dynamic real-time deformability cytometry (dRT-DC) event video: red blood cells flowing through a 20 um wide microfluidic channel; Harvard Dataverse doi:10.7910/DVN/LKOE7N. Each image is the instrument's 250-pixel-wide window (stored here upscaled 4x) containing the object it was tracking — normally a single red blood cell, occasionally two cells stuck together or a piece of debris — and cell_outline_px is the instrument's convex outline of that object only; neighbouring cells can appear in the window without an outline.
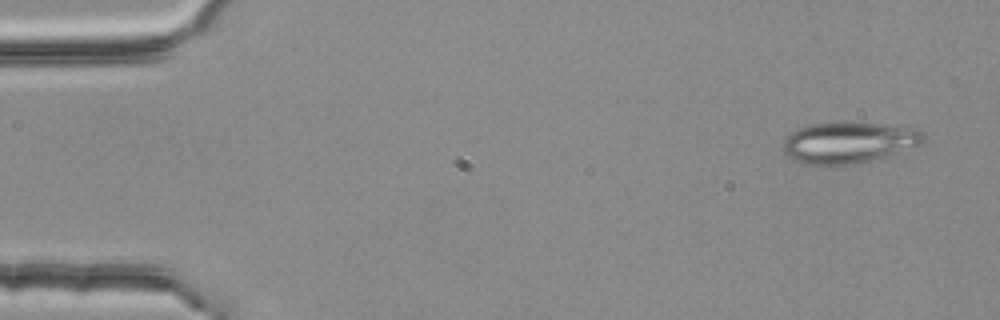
{"species": "common noctule bat (a hibernating species)", "species_latin": "Nyctalus noctula", "temperature_condition": "room temperature", "stored_images_in_passage": 5, "camera_frame_rate_fps": 3000, "um_per_image_px": 0.085, "animal": {"sex": "female", "body_mass_g": 25.1}, "frame": {"image": 1, "passage_image": 1, "time_ms": 0.0, "image_size_px": [1000, 320], "cell_outline_px": [[924, 140], [920, 144], [884, 156], [868, 160], [832, 168], [804, 164], [792, 160], [784, 152], [784, 136], [800, 128], [812, 124], [876, 124], [920, 128], [924, 132]], "centroid_in_image_um": [72.08, 12.16], "position_along_channel_um": 12.9, "area_um2": 33.35}}